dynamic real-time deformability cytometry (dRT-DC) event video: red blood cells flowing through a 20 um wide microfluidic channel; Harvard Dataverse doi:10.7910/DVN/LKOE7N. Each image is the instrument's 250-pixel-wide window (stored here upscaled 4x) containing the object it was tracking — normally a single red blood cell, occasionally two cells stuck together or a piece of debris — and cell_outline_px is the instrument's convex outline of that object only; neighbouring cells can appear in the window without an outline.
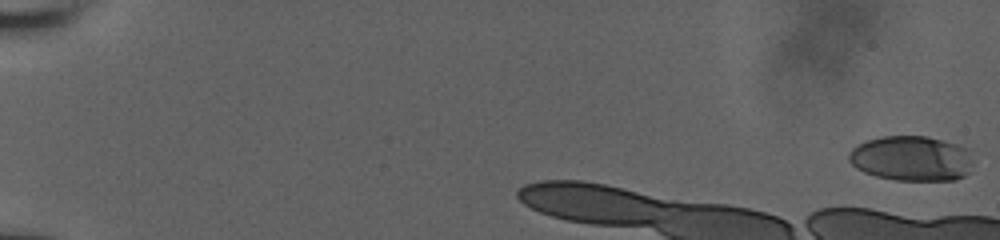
{"species": "human", "species_latin": "Homo sapiens", "temperature_condition": "room temperature", "stored_images_in_passage": 7, "camera_frame_rate_fps": 3000, "um_per_image_px": 0.085, "donor": {"sex": "male"}, "frame": {"image": 1, "passage_image": 1, "time_ms": 0.0, "image_size_px": [1000, 240], "cell_outline_px": [[972, 164], [968, 172], [964, 176], [956, 180], [896, 180], [876, 176], [864, 172], [856, 168], [848, 160], [848, 152], [856, 144], [880, 136], [924, 136], [956, 144], [968, 148]], "centroid_in_image_um": [77.44, 13.47], "position_along_channel_um": 7.6, "area_um2": 32.71}}